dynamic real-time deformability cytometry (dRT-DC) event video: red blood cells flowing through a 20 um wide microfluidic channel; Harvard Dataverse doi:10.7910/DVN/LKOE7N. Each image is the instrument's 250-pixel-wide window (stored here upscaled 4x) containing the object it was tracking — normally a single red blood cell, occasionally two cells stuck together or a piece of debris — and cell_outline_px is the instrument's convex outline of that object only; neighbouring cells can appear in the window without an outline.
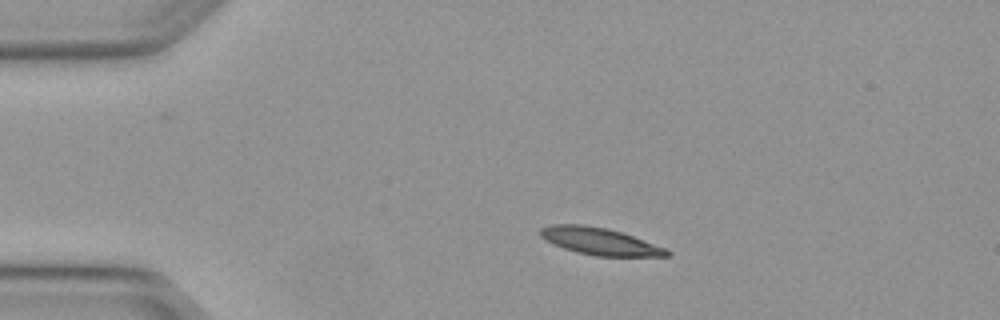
{"species": "Egyptian fruit bat (a non-hibernating species)", "species_latin": "Rousettus aegyptiacus", "temperature_condition": "warm", "stored_images_in_passage": 3, "camera_frame_rate_fps": 3000, "um_per_image_px": 0.085, "animal": {"sex": "female"}, "frame": {"image": 1, "passage_image": 1, "time_ms": 0.0, "image_size_px": [1000, 320], "cell_outline_px": [[672, 252], [668, 256], [596, 256], [576, 252], [552, 244], [540, 236], [540, 228], [552, 224], [584, 224], [608, 228], [668, 248]], "centroid_in_image_um": [50.98, 20.51], "position_along_channel_um": 34.0, "area_um2": 20.06}}